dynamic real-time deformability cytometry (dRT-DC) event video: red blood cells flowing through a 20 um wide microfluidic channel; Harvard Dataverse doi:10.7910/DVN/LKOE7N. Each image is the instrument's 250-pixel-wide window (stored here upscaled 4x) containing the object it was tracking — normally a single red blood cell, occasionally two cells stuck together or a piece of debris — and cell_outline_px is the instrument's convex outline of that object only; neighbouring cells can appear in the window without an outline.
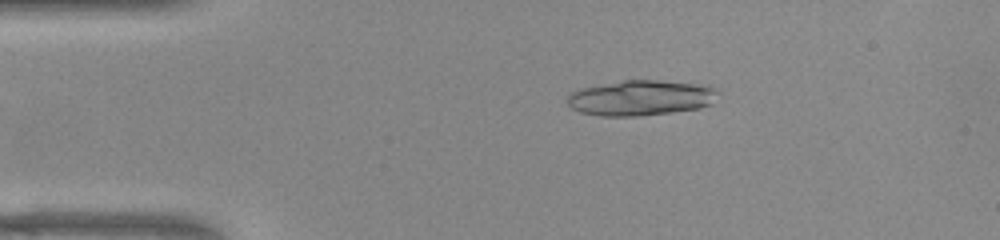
{"species": "common noctule bat (a hibernating species)", "species_latin": "Nyctalus noctula", "temperature_condition": "warm", "stored_images_in_passage": 44, "camera_frame_rate_fps": 3000, "um_per_image_px": 0.085, "animal": {"sex": "female", "body_mass_g": 22.0, "forearm_length_mm": 56.7}, "frame": {"image": 1, "passage_image": 6, "time_ms": 1.667, "image_size_px": [1000, 240], "cell_outline_px": [[716, 92], [712, 104], [700, 108], [672, 112], [636, 116], [600, 116], [580, 112], [572, 108], [568, 104], [568, 96], [572, 92], [580, 88], [624, 80], [656, 80], [708, 84], [716, 88]], "centroid_in_image_um": [54.48, 8.31], "position_along_channel_um": 30.5, "area_um2": 31.1}}